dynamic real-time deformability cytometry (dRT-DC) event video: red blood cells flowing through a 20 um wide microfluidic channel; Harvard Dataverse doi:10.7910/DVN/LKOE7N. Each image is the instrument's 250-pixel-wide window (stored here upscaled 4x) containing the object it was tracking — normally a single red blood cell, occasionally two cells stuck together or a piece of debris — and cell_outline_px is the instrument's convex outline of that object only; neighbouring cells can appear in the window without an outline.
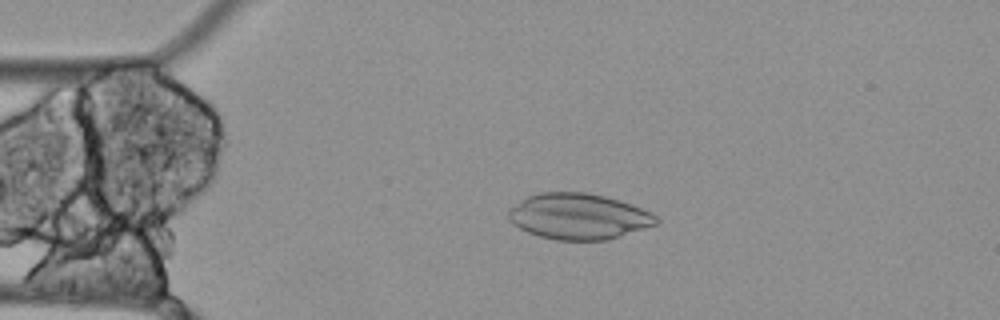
{"species": "Egyptian fruit bat (a non-hibernating species)", "species_latin": "Rousettus aegyptiacus", "temperature_condition": "cold", "stored_images_in_passage": 55, "camera_frame_rate_fps": 3000, "um_per_image_px": 0.085, "animal": {"sex": "female"}, "frame": {"image": 1, "passage_image": 9, "time_ms": 2.667, "image_size_px": [1000, 320], "cell_outline_px": [[660, 220], [656, 224], [604, 240], [556, 240], [540, 236], [528, 232], [520, 228], [508, 220], [508, 208], [520, 200], [528, 196], [540, 192], [588, 192], [604, 196], [652, 212]], "centroid_in_image_um": [49.12, 18.38], "position_along_channel_um": 35.9, "area_um2": 39.13}}
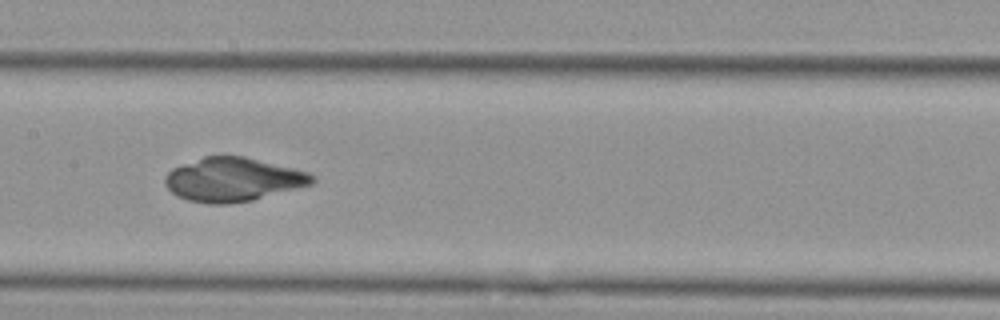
{"frame": {"image": 2, "passage_image": 24, "time_ms": 7.667, "image_size_px": [1000, 320], "cell_outline_px": [[316, 180], [312, 184], [252, 200], [228, 204], [208, 204], [188, 200], [176, 196], [164, 184], [164, 176], [172, 168], [204, 156], [244, 156], [308, 172], [316, 176]], "centroid_in_image_um": [19.78, 15.26], "position_along_channel_um": 187.6, "area_um2": 37.45}}
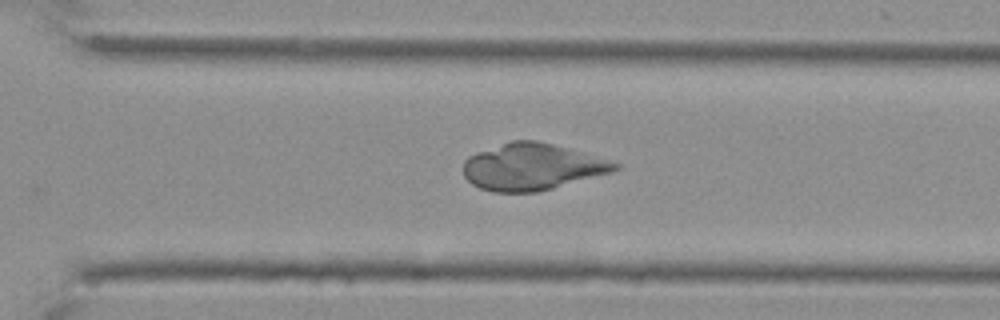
{"frame": {"image": 3, "passage_image": 36, "time_ms": 11.667, "image_size_px": [1000, 320], "cell_outline_px": [[620, 168], [612, 172], [552, 188], [536, 192], [492, 192], [480, 188], [472, 184], [464, 176], [464, 160], [468, 156], [476, 152], [512, 140], [536, 140], [568, 148], [620, 164]], "centroid_in_image_um": [45.18, 14.18], "position_along_channel_um": 325.4, "area_um2": 40.86}}